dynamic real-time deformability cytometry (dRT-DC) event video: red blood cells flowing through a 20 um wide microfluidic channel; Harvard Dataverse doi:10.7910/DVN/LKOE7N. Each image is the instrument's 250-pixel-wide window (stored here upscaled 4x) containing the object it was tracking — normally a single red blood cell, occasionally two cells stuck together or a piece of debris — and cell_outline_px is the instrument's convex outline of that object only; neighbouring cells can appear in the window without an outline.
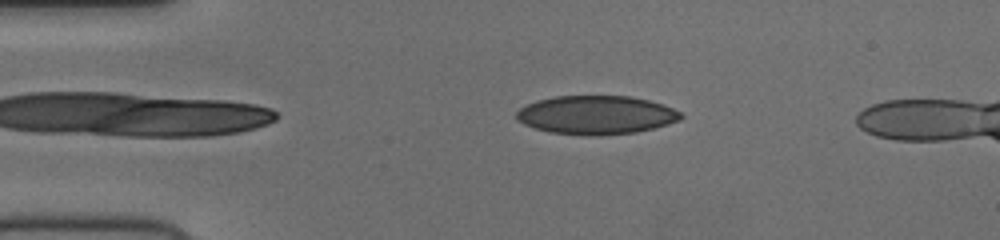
{"species": "human", "species_latin": "Homo sapiens", "temperature_condition": "cold", "stored_images_in_passage": 47, "camera_frame_rate_fps": 3000, "um_per_image_px": 0.085, "donor": {"sex": "female"}, "frame": {"image": 1, "passage_image": 7, "time_ms": 2.0, "image_size_px": [1000, 240], "cell_outline_px": [[684, 116], [680, 120], [652, 128], [636, 132], [552, 132], [536, 128], [524, 124], [516, 116], [516, 112], [520, 108], [528, 104], [540, 100], [556, 96], [628, 96], [648, 100], [672, 108], [680, 112]], "centroid_in_image_um": [50.7, 9.72], "position_along_channel_um": 34.3, "area_um2": 35.26}}
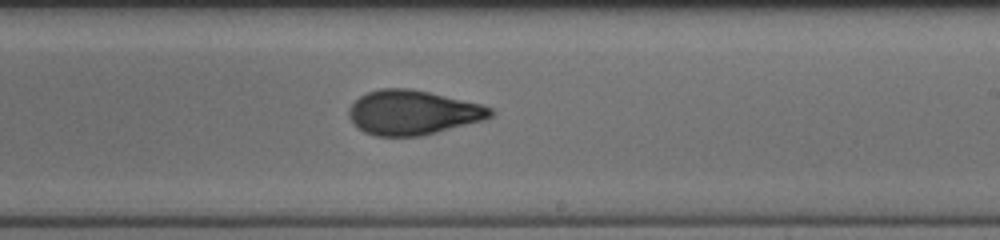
{"frame": {"image": 2, "passage_image": 27, "time_ms": 8.667, "image_size_px": [1000, 240], "cell_outline_px": [[492, 116], [484, 120], [420, 136], [376, 136], [364, 132], [352, 120], [348, 112], [352, 104], [360, 96], [368, 92], [380, 88], [408, 88], [428, 92], [480, 104], [492, 108]], "centroid_in_image_um": [35.08, 9.56], "position_along_channel_um": 253.9, "area_um2": 36.18}}
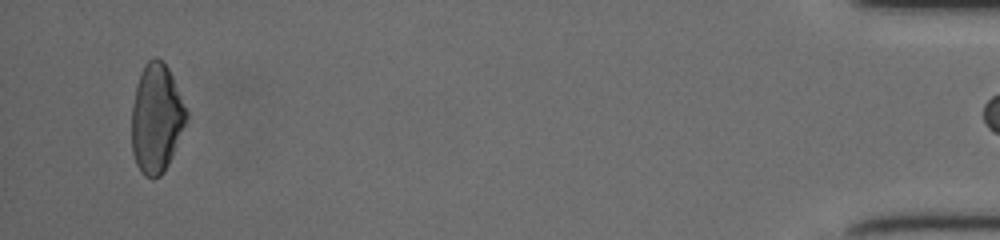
{"frame": {"image": 3, "passage_image": 46, "time_ms": 15.0, "image_size_px": [1000, 240], "cell_outline_px": [[188, 116], [168, 164], [160, 176], [152, 180], [144, 176], [140, 172], [136, 164], [132, 152], [132, 104], [136, 84], [140, 72], [144, 64], [148, 60], [156, 56], [168, 68], [188, 112]], "centroid_in_image_um": [13.26, 10.07], "position_along_channel_um": 421.9, "area_um2": 34.62}}